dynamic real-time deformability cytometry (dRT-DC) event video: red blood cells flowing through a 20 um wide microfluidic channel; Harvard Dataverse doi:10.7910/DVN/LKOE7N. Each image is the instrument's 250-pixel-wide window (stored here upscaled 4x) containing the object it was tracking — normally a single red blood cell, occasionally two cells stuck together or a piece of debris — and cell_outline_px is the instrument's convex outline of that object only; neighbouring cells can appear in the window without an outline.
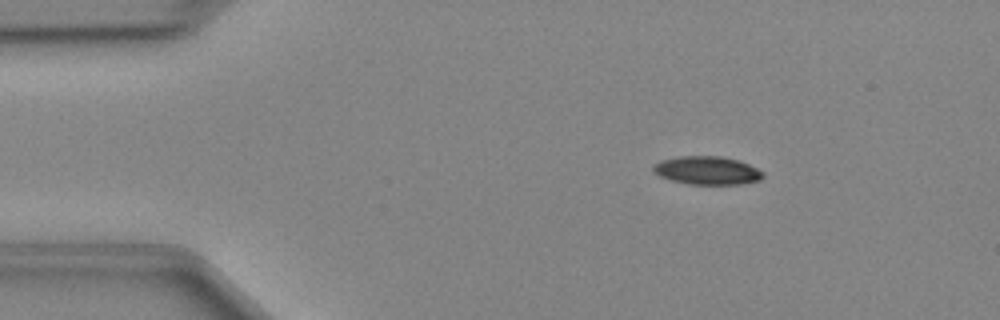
{"species": "Egyptian fruit bat (a non-hibernating species)", "species_latin": "Rousettus aegyptiacus", "temperature_condition": "cold", "stored_images_in_passage": 42, "camera_frame_rate_fps": 3000, "um_per_image_px": 0.085, "animal": {"sex": "female"}, "frame": {"image": 1, "passage_image": 7, "time_ms": 2.0, "image_size_px": [1000, 320], "cell_outline_px": [[764, 176], [760, 180], [740, 184], [688, 184], [672, 180], [660, 176], [652, 172], [652, 164], [660, 160], [680, 156], [720, 156], [740, 160], [764, 172]], "centroid_in_image_um": [60.08, 14.48], "position_along_channel_um": 24.9, "area_um2": 18.21}}
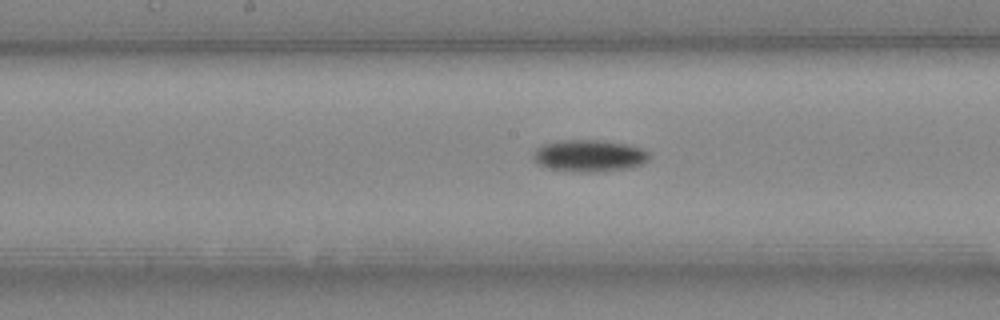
{"frame": {"image": 2, "passage_image": 24, "time_ms": 7.667, "image_size_px": [1000, 320], "cell_outline_px": [[652, 156], [648, 160], [640, 164], [628, 168], [604, 172], [580, 172], [548, 168], [540, 164], [532, 156], [536, 148], [544, 144], [564, 140], [600, 140], [624, 144], [640, 148], [648, 152]], "centroid_in_image_um": [50.1, 13.25], "position_along_channel_um": 198.1, "area_um2": 21.39}}
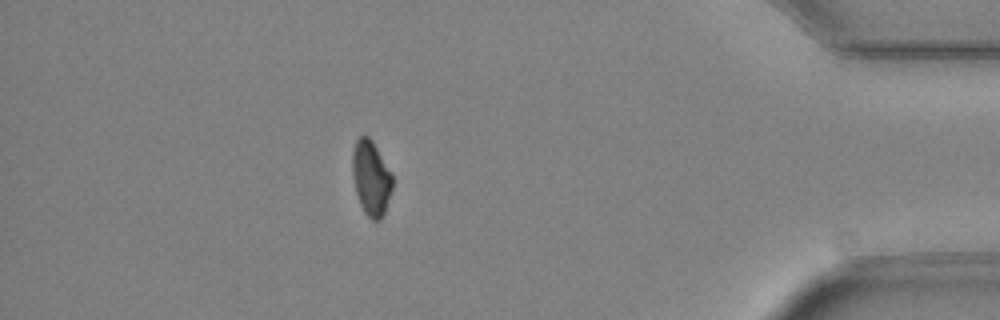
{"frame": {"image": 3, "passage_image": 42, "time_ms": 13.667, "image_size_px": [1000, 320], "cell_outline_px": [[392, 188], [384, 212], [380, 220], [372, 220], [364, 212], [360, 204], [356, 192], [352, 176], [352, 152], [356, 140], [360, 136], [368, 136], [372, 140], [392, 172]], "centroid_in_image_um": [31.53, 15.11], "position_along_channel_um": 403.7, "area_um2": 17.46}}